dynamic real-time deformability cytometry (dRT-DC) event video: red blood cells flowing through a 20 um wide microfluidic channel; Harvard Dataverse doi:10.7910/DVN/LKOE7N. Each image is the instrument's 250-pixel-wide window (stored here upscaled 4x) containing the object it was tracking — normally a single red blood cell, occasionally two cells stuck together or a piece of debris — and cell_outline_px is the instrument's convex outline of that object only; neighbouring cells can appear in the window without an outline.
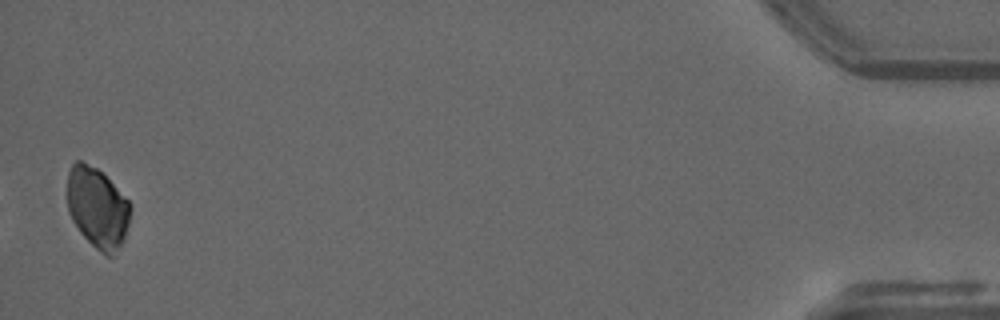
{"species": "common noctule bat (a hibernating species)", "species_latin": "Nyctalus noctula", "temperature_condition": "warm", "stored_images_in_passage": 39, "camera_frame_rate_fps": 3000, "um_per_image_px": 0.085, "animal": {"sex": "male", "forearm_length_mm": 52.5}, "frame": {"image": 1, "passage_image": 38, "time_ms": 12.333, "image_size_px": [1000, 320], "cell_outline_px": [[132, 208], [124, 240], [112, 256], [104, 256], [80, 232], [72, 220], [68, 212], [68, 172], [72, 164], [76, 160], [80, 160], [96, 168], [132, 204]], "centroid_in_image_um": [8.28, 17.67], "position_along_channel_um": 426.9, "area_um2": 29.36}}